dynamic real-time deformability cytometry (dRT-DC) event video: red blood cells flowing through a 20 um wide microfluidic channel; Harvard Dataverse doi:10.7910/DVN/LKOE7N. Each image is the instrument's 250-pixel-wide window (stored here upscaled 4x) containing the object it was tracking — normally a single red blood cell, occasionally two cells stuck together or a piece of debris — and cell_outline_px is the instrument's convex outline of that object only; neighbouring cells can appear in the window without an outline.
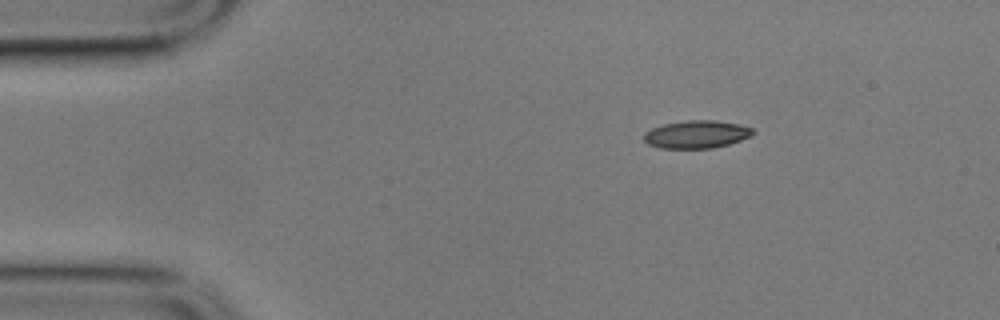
{"species": "common noctule bat (a hibernating species)", "species_latin": "Nyctalus noctula", "temperature_condition": "cold", "stored_images_in_passage": 4, "camera_frame_rate_fps": 3000, "um_per_image_px": 0.085, "animal": {"sex": "male", "body_mass_g": 17.9}, "frame": {"image": 1, "passage_image": 1, "time_ms": 0.0, "image_size_px": [1000, 320], "cell_outline_px": [[756, 132], [752, 136], [728, 144], [712, 148], [660, 148], [648, 144], [644, 140], [644, 132], [652, 128], [664, 124], [684, 120], [716, 120], [736, 124], [752, 128]], "centroid_in_image_um": [59.2, 11.41], "position_along_channel_um": 25.8, "area_um2": 17.63}}
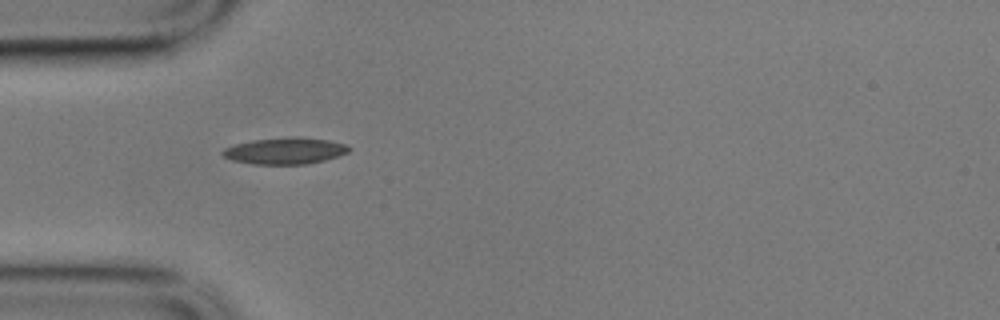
{"frame": {"image": 2, "passage_image": 3, "time_ms": 0.667, "image_size_px": [1000, 320], "cell_outline_px": [[352, 148], [348, 152], [324, 160], [308, 164], [252, 164], [232, 160], [224, 156], [220, 152], [224, 148], [232, 144], [252, 140], [288, 136], [300, 136], [328, 140], [344, 144]], "centroid_in_image_um": [24.19, 12.8], "position_along_channel_um": 60.8, "area_um2": 19.71}}
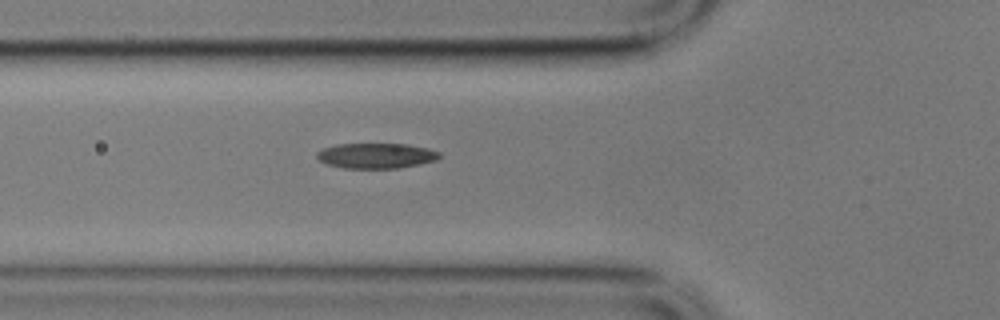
{"frame": {"image": 3, "passage_image": 4, "time_ms": 1.0, "image_size_px": [1000, 320], "cell_outline_px": [[440, 156], [436, 160], [420, 164], [400, 168], [344, 168], [328, 164], [320, 160], [316, 156], [316, 152], [324, 148], [336, 144], [408, 144], [428, 148], [440, 152]], "centroid_in_image_um": [31.99, 13.23], "position_along_channel_um": 93.8, "area_um2": 18.03}}